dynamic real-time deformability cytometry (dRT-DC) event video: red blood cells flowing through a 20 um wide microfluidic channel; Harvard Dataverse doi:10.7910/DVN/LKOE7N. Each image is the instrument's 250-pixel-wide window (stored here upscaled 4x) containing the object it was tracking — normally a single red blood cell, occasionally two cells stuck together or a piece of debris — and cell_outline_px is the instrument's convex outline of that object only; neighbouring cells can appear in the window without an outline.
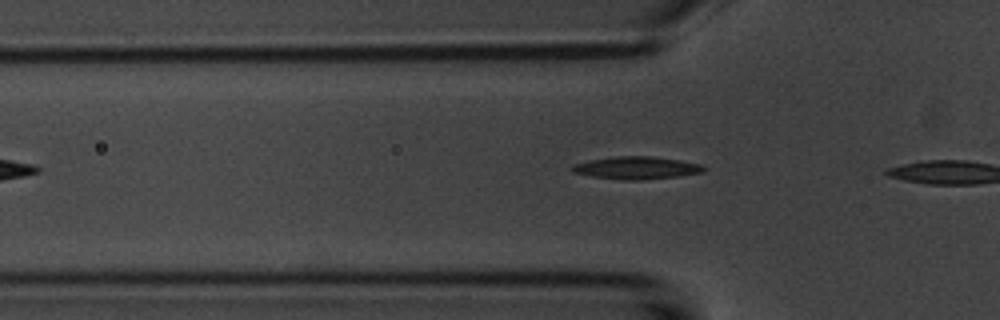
{"species": "common noctule bat (a hibernating species)", "species_latin": "Nyctalus noctula", "temperature_condition": "room temperature", "stored_images_in_passage": 3, "camera_frame_rate_fps": 3000, "um_per_image_px": 0.085, "animal": {"sex": "male", "body_mass_g": 20.1, "forearm_length_mm": 53.5}, "frame": {"image": 1, "passage_image": 2, "time_ms": 0.333, "image_size_px": [1000, 320], "cell_outline_px": [[708, 168], [704, 172], [676, 176], [640, 180], [624, 180], [592, 176], [572, 172], [572, 164], [592, 160], [616, 156], [648, 156], [680, 160], [700, 164]], "centroid_in_image_um": [54.12, 14.27], "position_along_channel_um": 71.7, "area_um2": 17.11}}